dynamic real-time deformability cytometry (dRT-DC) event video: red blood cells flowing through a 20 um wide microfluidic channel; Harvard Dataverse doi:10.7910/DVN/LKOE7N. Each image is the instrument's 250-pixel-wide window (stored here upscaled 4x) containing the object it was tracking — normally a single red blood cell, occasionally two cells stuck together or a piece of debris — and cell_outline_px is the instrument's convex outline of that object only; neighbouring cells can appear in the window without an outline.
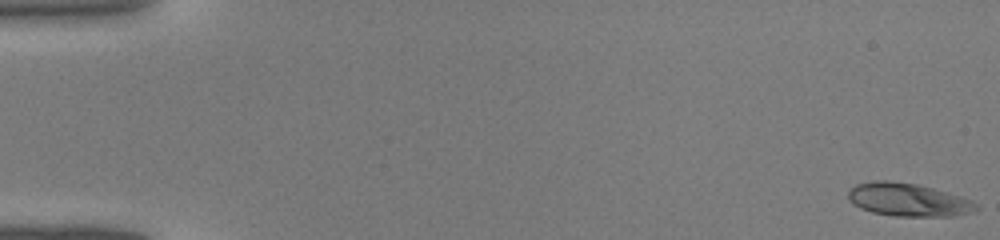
{"species": "common noctule bat (a hibernating species)", "species_latin": "Nyctalus noctula", "temperature_condition": "warm", "stored_images_in_passage": 43, "camera_frame_rate_fps": 3000, "um_per_image_px": 0.085, "animal": {"sex": "male", "body_mass_g": 19.0, "forearm_length_mm": 50.8}, "frame": {"image": 1, "passage_image": 1, "time_ms": 0.0, "image_size_px": [1000, 240], "cell_outline_px": [[980, 208], [976, 212], [952, 216], [896, 216], [872, 212], [860, 208], [852, 204], [848, 200], [848, 188], [856, 184], [876, 180], [888, 180], [916, 184], [932, 188], [960, 196], [972, 200]], "centroid_in_image_um": [77.18, 16.98], "position_along_channel_um": 7.8, "area_um2": 24.85}}
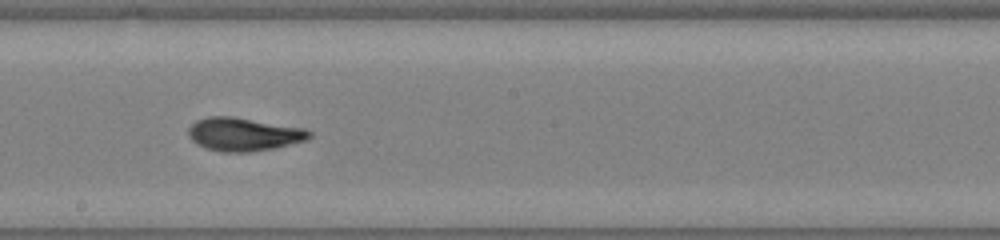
{"frame": {"image": 2, "passage_image": 25, "time_ms": 8.0, "image_size_px": [1000, 240], "cell_outline_px": [[312, 136], [308, 140], [276, 148], [248, 152], [224, 152], [204, 148], [196, 144], [188, 136], [188, 128], [196, 120], [208, 116], [232, 116], [304, 128], [312, 132]], "centroid_in_image_um": [20.71, 11.42], "position_along_channel_um": 227.5, "area_um2": 23.7}}
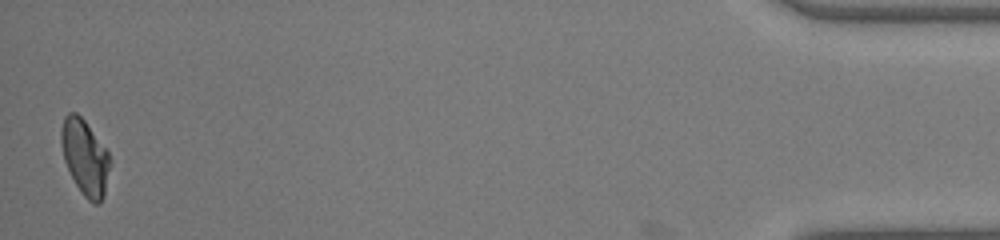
{"frame": {"image": 3, "passage_image": 43, "time_ms": 14.0, "image_size_px": [1000, 240], "cell_outline_px": [[112, 164], [104, 196], [100, 204], [96, 204], [88, 200], [80, 192], [64, 160], [60, 144], [60, 132], [64, 116], [68, 112], [76, 112], [84, 120], [108, 152], [112, 160]], "centroid_in_image_um": [7.24, 13.38], "position_along_channel_um": 428.0, "area_um2": 21.68}}